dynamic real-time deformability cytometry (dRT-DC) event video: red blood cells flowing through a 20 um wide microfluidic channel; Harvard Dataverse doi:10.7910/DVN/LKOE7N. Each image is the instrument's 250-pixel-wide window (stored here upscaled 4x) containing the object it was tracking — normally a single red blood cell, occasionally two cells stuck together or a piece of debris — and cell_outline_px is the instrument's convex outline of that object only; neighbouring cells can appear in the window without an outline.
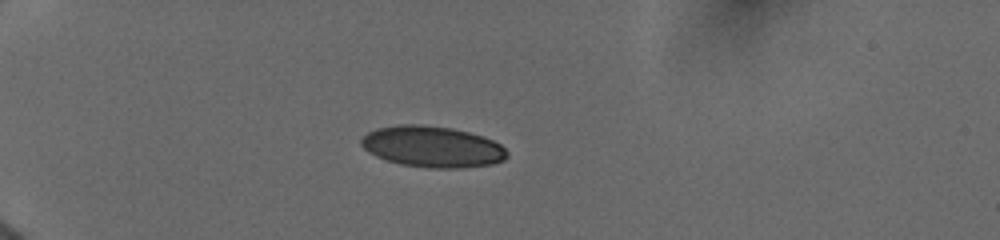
{"species": "human", "species_latin": "Homo sapiens", "temperature_condition": "cold", "stored_images_in_passage": 37, "camera_frame_rate_fps": 3000, "um_per_image_px": 0.085, "donor": {"sex": "female"}, "frame": {"image": 1, "passage_image": 4, "time_ms": 1.333, "image_size_px": [1000, 240], "cell_outline_px": [[508, 156], [504, 160], [492, 164], [464, 168], [428, 168], [400, 164], [376, 156], [368, 152], [360, 144], [360, 140], [368, 132], [376, 128], [400, 124], [424, 124], [452, 128], [484, 136], [500, 144], [508, 152]], "centroid_in_image_um": [36.76, 12.47], "position_along_channel_um": 48.2, "area_um2": 35.2}}
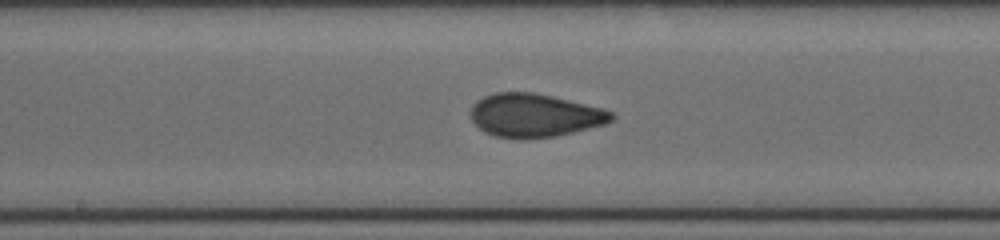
{"frame": {"image": 2, "passage_image": 24, "time_ms": 6.333, "image_size_px": [1000, 240], "cell_outline_px": [[616, 116], [612, 120], [604, 124], [556, 136], [528, 140], [496, 136], [484, 132], [472, 120], [472, 104], [476, 100], [484, 96], [496, 92], [532, 92], [552, 96], [604, 108], [612, 112]], "centroid_in_image_um": [45.44, 9.81], "position_along_channel_um": 202.8, "area_um2": 35.66}}
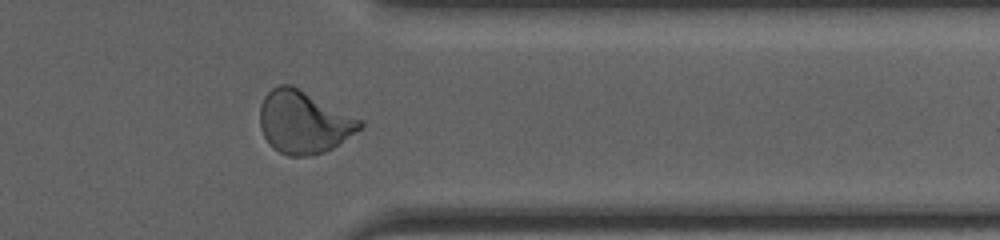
{"frame": {"image": 3, "passage_image": 35, "time_ms": 11.0, "image_size_px": [1000, 240], "cell_outline_px": [[364, 128], [332, 148], [324, 152], [308, 156], [288, 156], [272, 148], [264, 136], [260, 128], [260, 104], [264, 96], [272, 88], [280, 84], [292, 84], [360, 120], [364, 124]], "centroid_in_image_um": [25.79, 10.39], "position_along_channel_um": 385.6, "area_um2": 36.41}, "authors_computed_cell_mechanics": {"area_um2": 35.258, "velocity_mm_per_s": 3.9615, "shape_relaxation_time_tau1_ms": 7.1811, "shape_relaxation_time_tau2_ms": 0.7279, "deformation_change_tau1": 0.1764, "deformation_change_tau2": 0.0488}}